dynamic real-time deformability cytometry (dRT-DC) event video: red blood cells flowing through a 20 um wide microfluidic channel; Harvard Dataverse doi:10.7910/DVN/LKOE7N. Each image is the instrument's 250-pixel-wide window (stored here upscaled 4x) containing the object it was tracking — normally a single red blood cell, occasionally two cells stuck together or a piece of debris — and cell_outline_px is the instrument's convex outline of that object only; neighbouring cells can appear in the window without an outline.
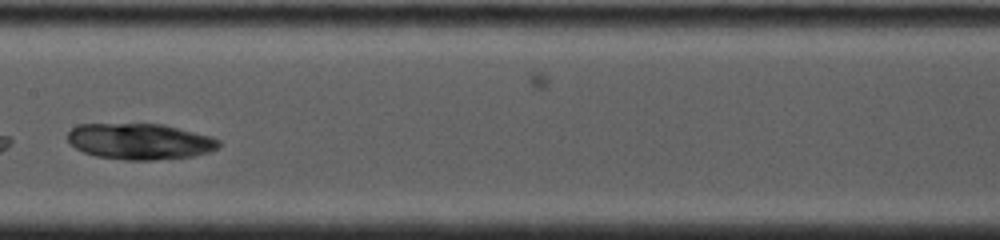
{"species": "common noctule bat (a hibernating species)", "species_latin": "Nyctalus noctula", "temperature_condition": "cold", "stored_images_in_passage": 29, "camera_frame_rate_fps": 4500, "um_per_image_px": 0.085, "animal": {"sex": "female", "body_mass_g": 19.0, "forearm_length_mm": 53.3}, "frame": {"image": 1, "passage_image": 8, "time_ms": 3.778, "image_size_px": [1000, 240], "cell_outline_px": [[220, 144], [216, 148], [208, 152], [192, 156], [152, 160], [124, 160], [96, 156], [84, 152], [76, 148], [68, 140], [68, 132], [76, 124], [164, 124], [212, 136], [220, 140]], "centroid_in_image_um": [11.89, 12.01], "position_along_channel_um": 195.5, "area_um2": 31.73}}
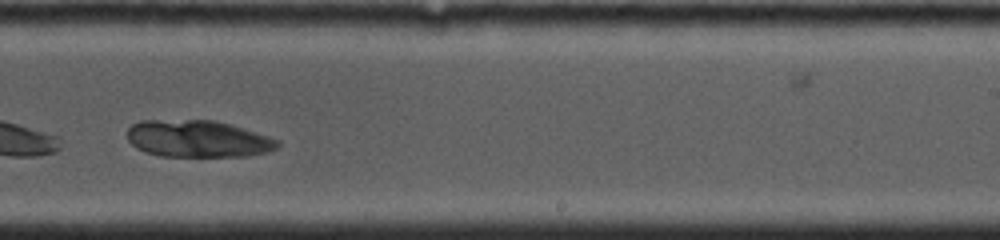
{"frame": {"image": 2, "passage_image": 12, "time_ms": 5.778, "image_size_px": [1000, 240], "cell_outline_px": [[280, 144], [276, 148], [268, 152], [248, 156], [160, 156], [144, 152], [136, 148], [128, 140], [128, 128], [132, 124], [140, 120], [212, 120], [228, 124], [268, 136], [280, 140]], "centroid_in_image_um": [16.79, 11.8], "position_along_channel_um": 272.2, "area_um2": 32.37}}